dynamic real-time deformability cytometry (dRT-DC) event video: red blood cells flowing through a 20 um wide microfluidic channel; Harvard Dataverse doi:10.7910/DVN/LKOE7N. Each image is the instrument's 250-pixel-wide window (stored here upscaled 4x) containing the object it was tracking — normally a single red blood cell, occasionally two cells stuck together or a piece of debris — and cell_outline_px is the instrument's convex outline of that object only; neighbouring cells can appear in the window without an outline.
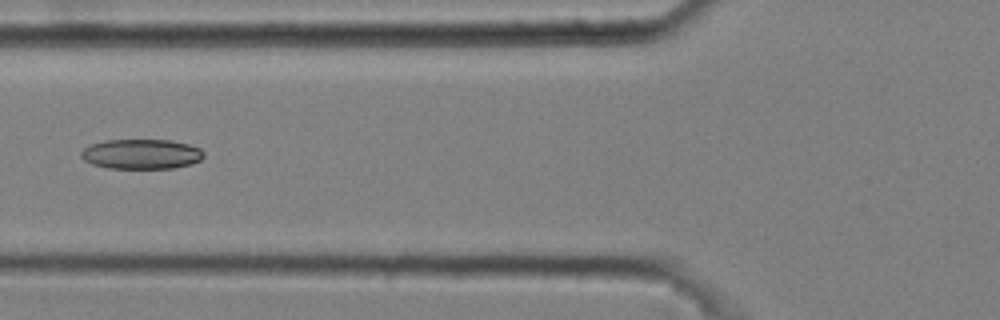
{"species": "common noctule bat (a hibernating species)", "species_latin": "Nyctalus noctula", "temperature_condition": "cold", "stored_images_in_passage": 7, "camera_frame_rate_fps": 3000, "um_per_image_px": 0.085, "animal": {"sex": "male", "body_mass_g": 20.4}, "frame": {"image": 1, "passage_image": 4, "time_ms": 1.0, "image_size_px": [1000, 320], "cell_outline_px": [[204, 156], [200, 160], [192, 164], [172, 168], [108, 168], [92, 164], [84, 160], [80, 156], [80, 152], [84, 148], [92, 144], [104, 140], [172, 140], [188, 144], [200, 148], [204, 152]], "centroid_in_image_um": [12.02, 13.09], "position_along_channel_um": 113.8, "area_um2": 21.44}}
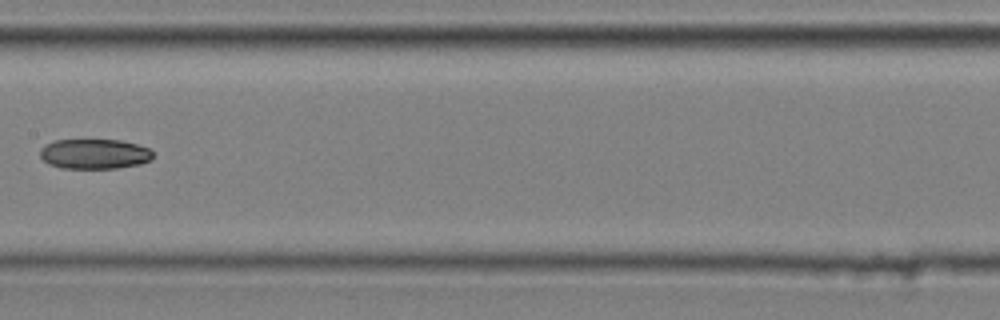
{"frame": {"image": 2, "passage_image": 6, "time_ms": 1.667, "image_size_px": [1000, 320], "cell_outline_px": [[152, 160], [140, 164], [116, 168], [60, 168], [48, 164], [40, 156], [40, 148], [44, 144], [56, 140], [120, 140], [136, 144], [148, 148], [152, 152]], "centroid_in_image_um": [8.0, 13.08], "position_along_channel_um": 199.4, "area_um2": 19.77}}
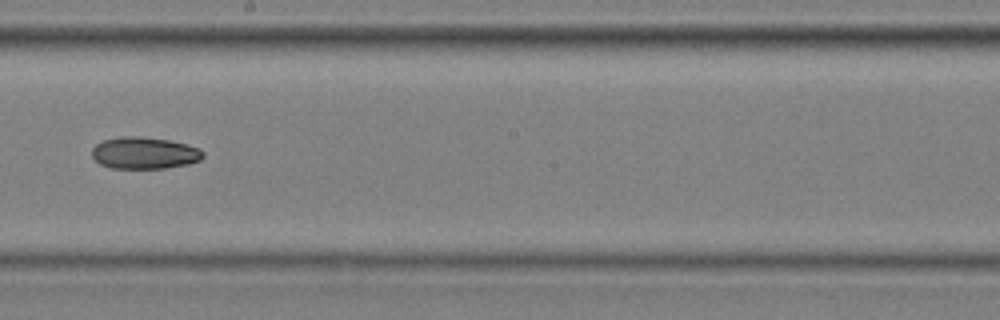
{"frame": {"image": 3, "passage_image": 7, "time_ms": 2.0, "image_size_px": [1000, 320], "cell_outline_px": [[204, 156], [200, 160], [188, 164], [164, 168], [112, 168], [100, 164], [92, 156], [92, 148], [96, 144], [104, 140], [124, 136], [140, 136], [168, 140], [200, 148], [204, 152]], "centroid_in_image_um": [12.28, 13.0], "position_along_channel_um": 235.9, "area_um2": 20.52}}